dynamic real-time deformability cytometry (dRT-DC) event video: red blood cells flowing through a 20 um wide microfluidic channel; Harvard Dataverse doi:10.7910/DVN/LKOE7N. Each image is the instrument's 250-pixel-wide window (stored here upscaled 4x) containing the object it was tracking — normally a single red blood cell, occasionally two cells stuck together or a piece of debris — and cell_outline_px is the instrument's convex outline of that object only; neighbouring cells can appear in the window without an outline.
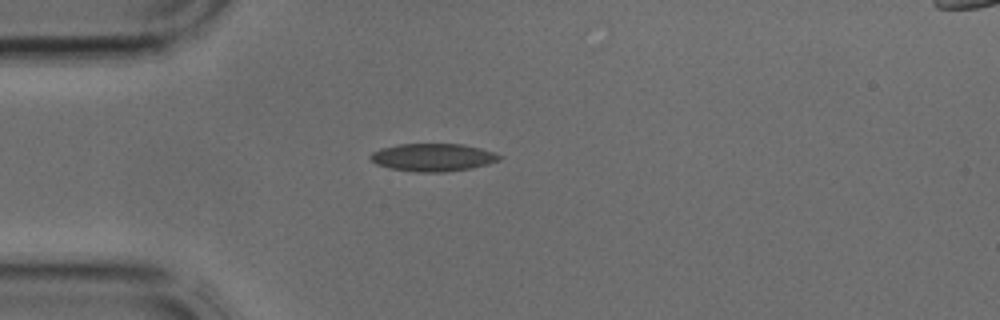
{"species": "common noctule bat (a hibernating species)", "species_latin": "Nyctalus noctula", "temperature_condition": "cold", "stored_images_in_passage": 1, "camera_frame_rate_fps": 3000, "um_per_image_px": 0.085, "animal": {"sex": "male", "body_mass_g": 17.9, "forearm_length_mm": 54.2}, "frame": {"image": 1, "passage_image": 1, "time_ms": 0.0, "image_size_px": [1000, 320], "cell_outline_px": [[504, 156], [500, 160], [488, 164], [472, 168], [444, 172], [416, 172], [392, 168], [376, 164], [368, 156], [372, 152], [380, 148], [400, 144], [464, 144], [480, 148]], "centroid_in_image_um": [36.81, 13.37], "position_along_channel_um": 48.2, "area_um2": 20.87}}